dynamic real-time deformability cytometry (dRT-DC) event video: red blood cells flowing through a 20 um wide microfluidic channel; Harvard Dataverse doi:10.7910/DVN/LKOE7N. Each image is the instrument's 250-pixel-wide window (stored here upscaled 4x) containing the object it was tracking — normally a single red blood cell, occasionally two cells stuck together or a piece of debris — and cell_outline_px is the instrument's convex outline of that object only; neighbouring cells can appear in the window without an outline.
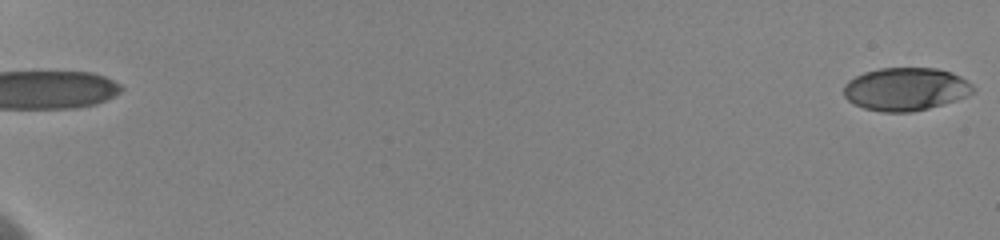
{"species": "human", "species_latin": "Homo sapiens", "temperature_condition": "cold", "stored_images_in_passage": 32, "camera_frame_rate_fps": 3000, "um_per_image_px": 0.085, "donor": {"sex": "female"}, "frame": {"image": 1, "passage_image": 1, "time_ms": 0.0, "image_size_px": [1000, 240], "cell_outline_px": [[976, 92], [956, 100], [928, 108], [912, 112], [884, 112], [864, 108], [848, 100], [844, 96], [844, 84], [848, 80], [864, 72], [880, 68], [936, 68], [952, 72], [960, 76], [972, 84], [976, 88]], "centroid_in_image_um": [77.01, 7.57], "position_along_channel_um": 8.0, "area_um2": 32.48}}
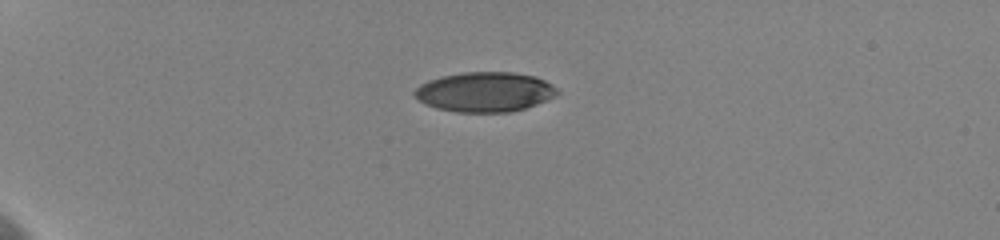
{"frame": {"image": 2, "passage_image": 14, "time_ms": 5.667, "image_size_px": [1000, 240], "cell_outline_px": [[560, 92], [556, 96], [536, 104], [524, 108], [508, 112], [456, 112], [436, 108], [424, 104], [416, 100], [412, 96], [412, 92], [420, 84], [428, 80], [440, 76], [464, 72], [512, 72], [536, 76], [552, 84]], "centroid_in_image_um": [41.16, 7.81], "position_along_channel_um": 43.8, "area_um2": 33.41}}
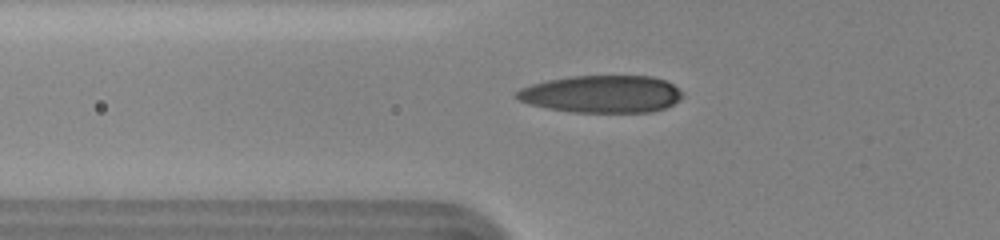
{"frame": {"image": 3, "passage_image": 27, "time_ms": 8.0, "image_size_px": [1000, 240], "cell_outline_px": [[684, 96], [680, 100], [664, 108], [652, 112], [572, 112], [548, 108], [528, 104], [512, 96], [520, 88], [532, 84], [548, 80], [572, 76], [652, 76], [664, 80], [672, 84], [684, 92]], "centroid_in_image_um": [51.15, 7.99], "position_along_channel_um": 74.6, "area_um2": 36.24}}